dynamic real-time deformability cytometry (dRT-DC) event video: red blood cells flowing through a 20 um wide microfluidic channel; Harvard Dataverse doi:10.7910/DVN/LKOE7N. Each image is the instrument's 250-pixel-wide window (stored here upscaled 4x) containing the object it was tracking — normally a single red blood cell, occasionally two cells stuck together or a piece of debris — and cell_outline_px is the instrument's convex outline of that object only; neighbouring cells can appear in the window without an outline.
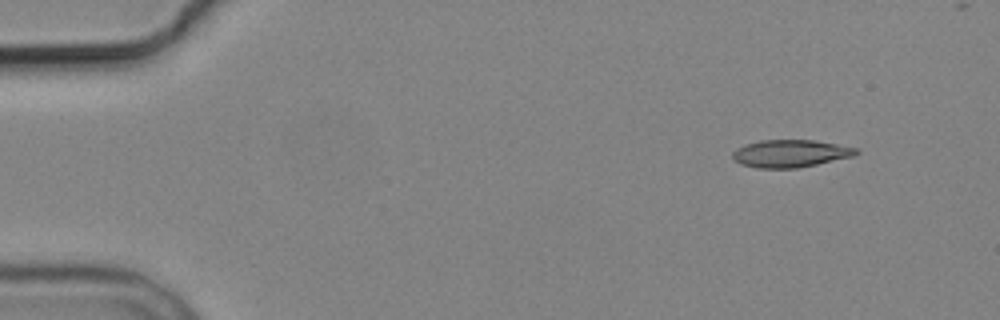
{"species": "common noctule bat (a hibernating species)", "species_latin": "Nyctalus noctula", "temperature_condition": "cold", "stored_images_in_passage": 4, "camera_frame_rate_fps": 3000, "um_per_image_px": 0.085, "animal": {"sex": "male", "body_mass_g": 19.2, "forearm_length_mm": 51.8}, "frame": {"image": 1, "passage_image": 1, "time_ms": 0.0, "image_size_px": [1000, 320], "cell_outline_px": [[860, 152], [852, 156], [816, 164], [796, 168], [756, 168], [740, 164], [732, 160], [732, 152], [736, 148], [744, 144], [760, 140], [812, 140], [860, 148]], "centroid_in_image_um": [67.13, 13.04], "position_along_channel_um": 17.9, "area_um2": 19.88}}
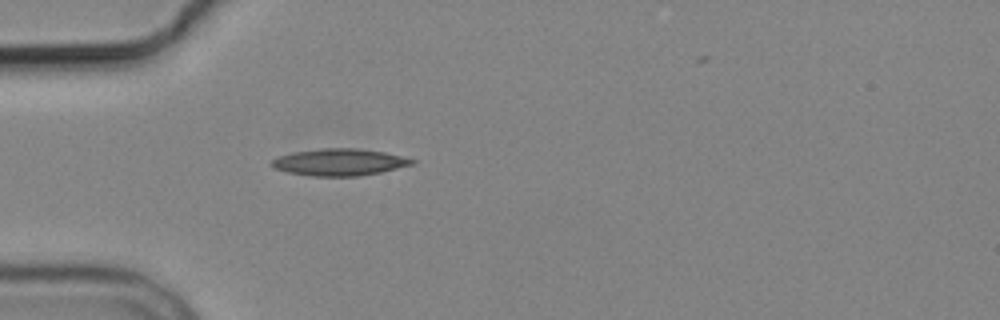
{"frame": {"image": 2, "passage_image": 4, "time_ms": 3.667, "image_size_px": [1000, 320], "cell_outline_px": [[416, 164], [380, 172], [356, 176], [312, 176], [288, 172], [272, 168], [268, 164], [272, 160], [280, 156], [296, 152], [320, 148], [356, 148], [384, 152], [416, 160]], "centroid_in_image_um": [28.84, 13.79], "position_along_channel_um": 56.2, "area_um2": 21.91}}